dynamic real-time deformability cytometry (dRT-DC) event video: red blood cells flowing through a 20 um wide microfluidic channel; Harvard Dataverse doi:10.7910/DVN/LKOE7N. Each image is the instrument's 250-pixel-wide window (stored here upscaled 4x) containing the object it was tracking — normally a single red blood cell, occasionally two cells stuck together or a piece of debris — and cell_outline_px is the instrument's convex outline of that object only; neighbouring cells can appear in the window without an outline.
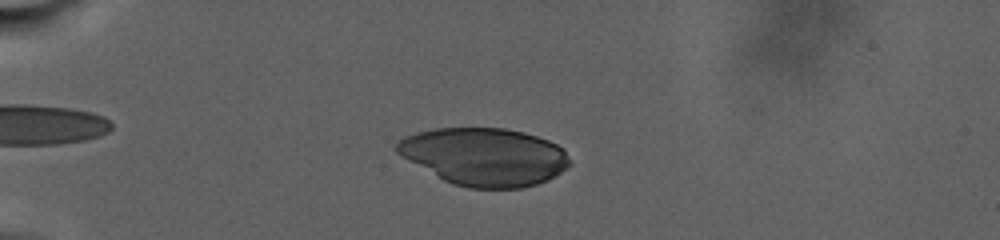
{"species": "human", "species_latin": "Homo sapiens", "temperature_condition": "warm", "stored_images_in_passage": 56, "camera_frame_rate_fps": 3000, "um_per_image_px": 0.085, "donor": {"sex": "male"}, "frame": {"image": 1, "passage_image": 14, "time_ms": 8.667, "image_size_px": [1000, 240], "cell_outline_px": [[572, 164], [568, 168], [548, 180], [536, 184], [520, 188], [468, 188], [452, 184], [444, 180], [400, 156], [392, 148], [404, 136], [416, 132], [436, 128], [504, 128], [524, 132], [548, 140], [564, 148]], "centroid_in_image_um": [41.18, 13.31], "position_along_channel_um": 43.8, "area_um2": 58.44}}
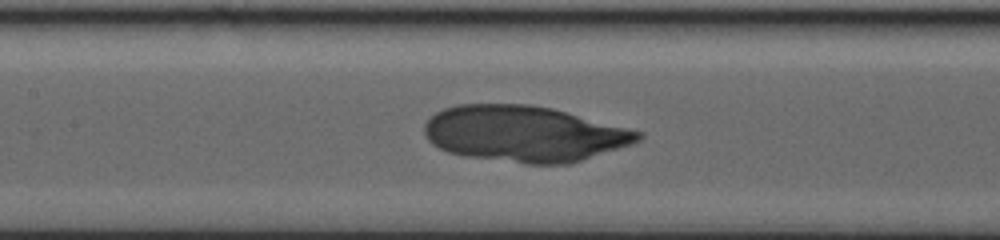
{"frame": {"image": 2, "passage_image": 39, "time_ms": 16.0, "image_size_px": [1000, 240], "cell_outline_px": [[644, 136], [640, 140], [632, 144], [568, 164], [528, 164], [468, 156], [448, 152], [432, 144], [424, 136], [424, 124], [436, 112], [444, 108], [456, 104], [528, 104], [552, 108], [644, 132]], "centroid_in_image_um": [44.55, 11.36], "position_along_channel_um": 162.8, "area_um2": 69.59}}
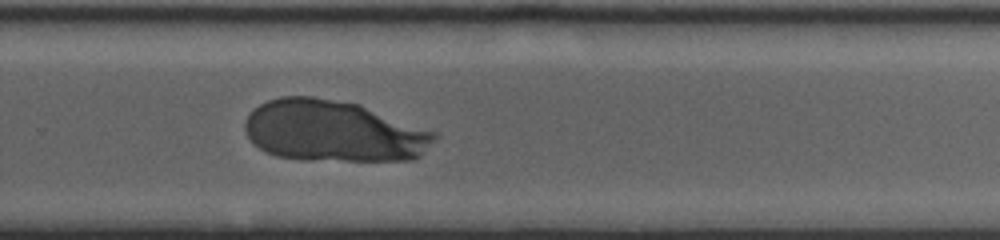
{"frame": {"image": 3, "passage_image": 56, "time_ms": 22.0, "image_size_px": [1000, 240], "cell_outline_px": [[436, 140], [420, 156], [412, 160], [304, 160], [276, 156], [252, 144], [244, 132], [244, 120], [260, 104], [268, 100], [280, 96], [312, 96], [360, 104], [436, 132]], "centroid_in_image_um": [28.33, 11.14], "position_along_channel_um": 301.5, "area_um2": 68.03}}